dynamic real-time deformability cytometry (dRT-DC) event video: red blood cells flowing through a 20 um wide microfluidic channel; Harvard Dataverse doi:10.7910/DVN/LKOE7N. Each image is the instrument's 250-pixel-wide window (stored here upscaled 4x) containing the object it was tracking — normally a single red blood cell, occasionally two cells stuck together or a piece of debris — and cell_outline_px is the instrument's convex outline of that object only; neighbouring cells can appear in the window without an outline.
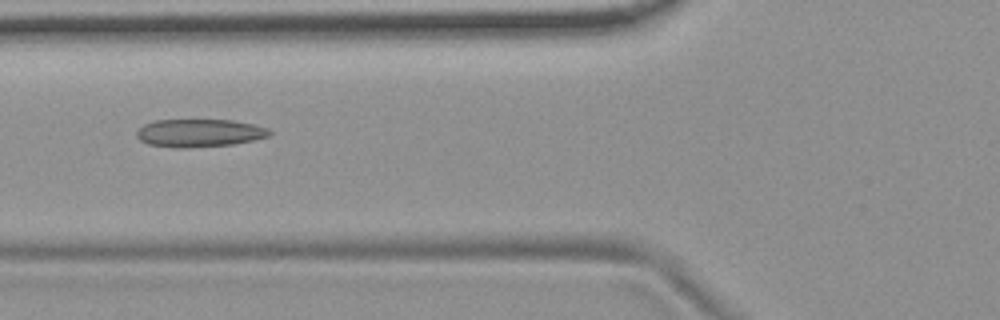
{"species": "common noctule bat (a hibernating species)", "species_latin": "Nyctalus noctula", "temperature_condition": "room temperature", "stored_images_in_passage": 6, "camera_frame_rate_fps": 3000, "um_per_image_px": 0.085, "animal": {"sex": "female", "body_mass_g": 19.9}, "frame": {"image": 1, "passage_image": 4, "time_ms": 1.0, "image_size_px": [1000, 320], "cell_outline_px": [[272, 132], [268, 136], [256, 140], [232, 144], [188, 148], [176, 148], [148, 144], [140, 140], [136, 136], [136, 132], [144, 124], [152, 120], [232, 120], [252, 124], [268, 128]], "centroid_in_image_um": [16.93, 11.3], "position_along_channel_um": 108.9, "area_um2": 21.68}}
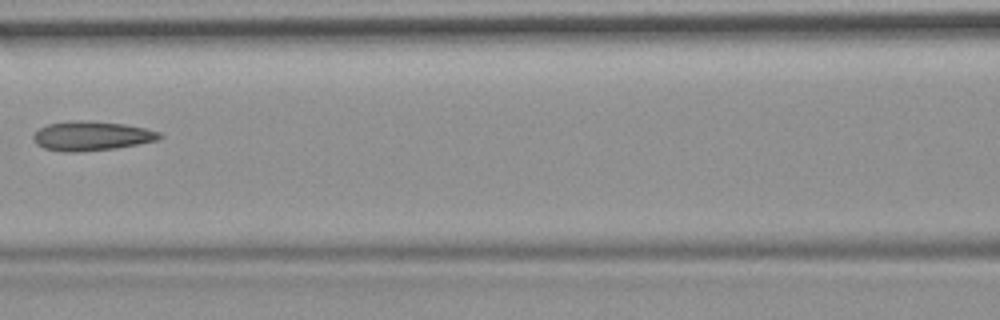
{"frame": {"image": 2, "passage_image": 5, "time_ms": 1.333, "image_size_px": [1000, 320], "cell_outline_px": [[164, 136], [160, 140], [140, 144], [116, 148], [76, 152], [64, 152], [44, 148], [36, 144], [32, 136], [40, 128], [48, 124], [76, 120], [84, 120], [124, 124], [144, 128], [160, 132]], "centroid_in_image_um": [7.82, 11.56], "position_along_channel_um": 158.8, "area_um2": 21.62}}